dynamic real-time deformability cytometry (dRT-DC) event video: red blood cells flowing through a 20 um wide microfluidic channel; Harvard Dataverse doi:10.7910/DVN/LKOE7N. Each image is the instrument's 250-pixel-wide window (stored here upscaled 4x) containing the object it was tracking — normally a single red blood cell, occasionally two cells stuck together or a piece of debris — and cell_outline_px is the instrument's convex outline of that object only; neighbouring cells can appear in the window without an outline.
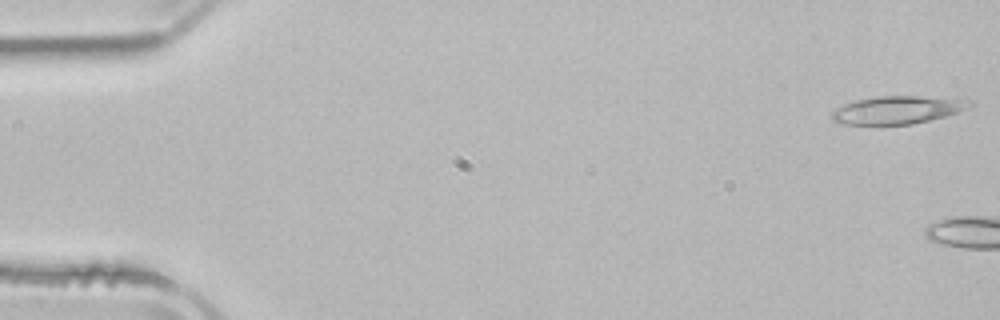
{"species": "common noctule bat (a hibernating species)", "species_latin": "Nyctalus noctula", "temperature_condition": "room temperature", "stored_images_in_passage": 4, "camera_frame_rate_fps": 3000, "um_per_image_px": 0.085, "animal": {"sex": "male", "body_mass_g": 21.5, "forearm_length_mm": 52.0}, "frame": {"image": 1, "passage_image": 1, "time_ms": 0.0, "image_size_px": [1000, 320], "cell_outline_px": [[976, 104], [968, 108], [944, 116], [912, 124], [844, 124], [832, 120], [832, 112], [836, 108], [844, 104], [856, 100], [872, 96], [916, 96], [972, 100]], "centroid_in_image_um": [76.28, 9.33], "position_along_channel_um": 8.7, "area_um2": 22.2}}